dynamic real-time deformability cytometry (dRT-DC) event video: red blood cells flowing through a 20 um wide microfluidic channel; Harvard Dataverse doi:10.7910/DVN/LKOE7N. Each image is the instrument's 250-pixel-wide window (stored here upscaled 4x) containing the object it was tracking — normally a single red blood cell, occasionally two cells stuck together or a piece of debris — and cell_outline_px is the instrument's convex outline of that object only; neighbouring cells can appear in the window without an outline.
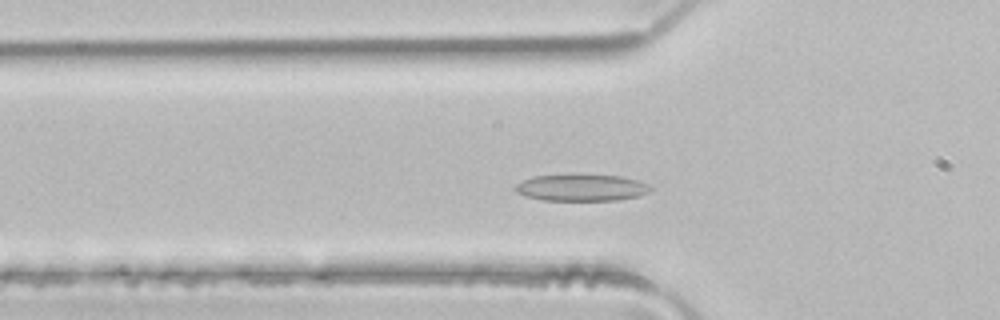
{"species": "common noctule bat (a hibernating species)", "species_latin": "Nyctalus noctula", "temperature_condition": "room temperature", "stored_images_in_passage": 44, "camera_frame_rate_fps": 3000, "um_per_image_px": 0.085, "animal": {"sex": "male", "body_mass_g": 21.5, "forearm_length_mm": 52.0}, "frame": {"image": 1, "passage_image": 10, "time_ms": 3.0, "image_size_px": [1000, 320], "cell_outline_px": [[652, 188], [648, 192], [640, 196], [616, 200], [544, 200], [524, 196], [516, 192], [512, 188], [516, 184], [532, 176], [620, 176], [636, 180], [648, 184]], "centroid_in_image_um": [49.4, 15.97], "position_along_channel_um": 76.4, "area_um2": 20.58}}
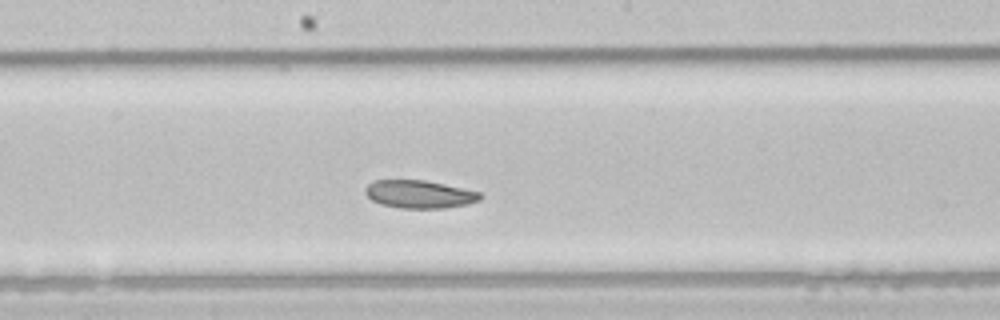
{"frame": {"image": 2, "passage_image": 20, "time_ms": 6.333, "image_size_px": [1000, 320], "cell_outline_px": [[484, 196], [480, 200], [468, 204], [444, 208], [400, 208], [380, 204], [372, 200], [364, 192], [364, 188], [372, 180], [424, 180], [444, 184], [480, 192]], "centroid_in_image_um": [35.64, 16.51], "position_along_channel_um": 212.6, "area_um2": 18.79}}
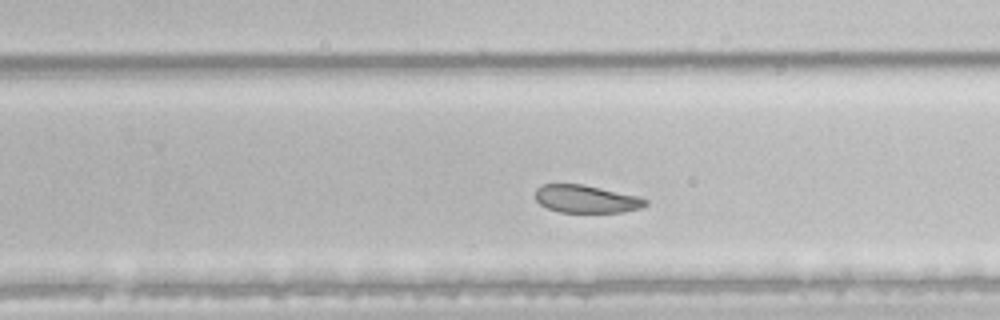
{"frame": {"image": 3, "passage_image": 25, "time_ms": 8.0, "image_size_px": [1000, 320], "cell_outline_px": [[648, 204], [640, 208], [620, 212], [560, 212], [548, 208], [540, 204], [536, 200], [536, 188], [540, 184], [580, 184], [640, 196], [648, 200]], "centroid_in_image_um": [49.83, 16.91], "position_along_channel_um": 280.0, "area_um2": 17.74}, "authors_computed_cell_mechanics": {"area_um2": 21.5016, "velocity_mm_per_s": 4.0708, "shape_relaxation_time_tau1_ms": 6.0532, "shape_relaxation_time_tau2_ms": 5.6688, "deformation_change_tau1": 0.1399, "deformation_change_tau2": 0.1199}}